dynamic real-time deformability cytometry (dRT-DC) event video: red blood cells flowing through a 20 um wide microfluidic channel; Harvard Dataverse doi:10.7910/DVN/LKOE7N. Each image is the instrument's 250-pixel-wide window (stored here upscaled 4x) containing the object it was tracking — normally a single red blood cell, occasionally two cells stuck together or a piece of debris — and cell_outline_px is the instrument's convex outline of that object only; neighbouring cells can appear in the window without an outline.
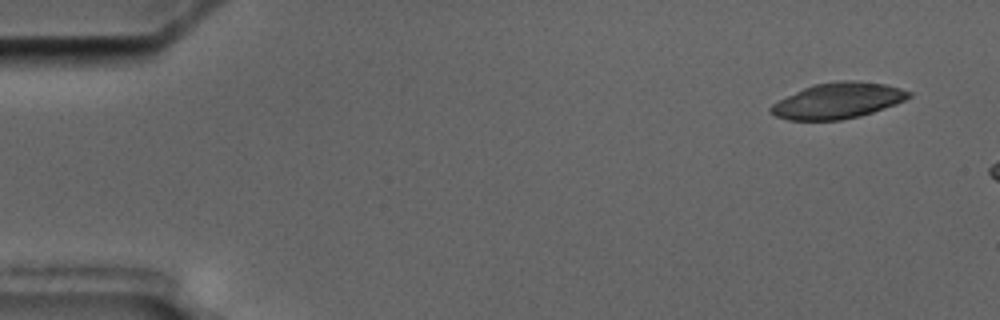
{"species": "common noctule bat (a hibernating species)", "species_latin": "Nyctalus noctula", "temperature_condition": "cold", "stored_images_in_passage": 4, "camera_frame_rate_fps": 3000, "um_per_image_px": 0.085, "animal": {"sex": "male", "body_mass_g": 17.5, "forearm_length_mm": 52.3}, "frame": {"image": 1, "passage_image": 1, "time_ms": 0.0, "image_size_px": [1000, 320], "cell_outline_px": [[912, 96], [896, 104], [860, 116], [840, 120], [788, 120], [776, 116], [768, 112], [768, 108], [772, 104], [812, 84], [836, 80], [856, 80], [884, 84], [900, 88], [912, 92]], "centroid_in_image_um": [71.22, 8.55], "position_along_channel_um": 13.8, "area_um2": 28.78}}